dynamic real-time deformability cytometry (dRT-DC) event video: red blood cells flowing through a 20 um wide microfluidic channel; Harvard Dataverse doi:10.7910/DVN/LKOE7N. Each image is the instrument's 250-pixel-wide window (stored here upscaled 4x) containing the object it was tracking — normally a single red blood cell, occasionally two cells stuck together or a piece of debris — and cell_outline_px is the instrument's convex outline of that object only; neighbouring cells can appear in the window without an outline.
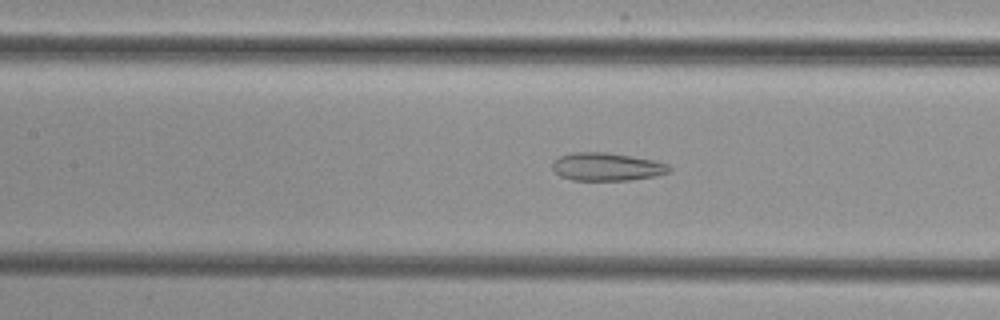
{"species": "common noctule bat (a hibernating species)", "species_latin": "Nyctalus noctula", "temperature_condition": "cold", "stored_images_in_passage": 53, "camera_frame_rate_fps": 3000, "um_per_image_px": 0.085, "animal": {"sex": "female", "body_mass_g": 29.2, "forearm_length_mm": 56.3}, "frame": {"image": 1, "passage_image": 24, "time_ms": 7.667, "image_size_px": [1000, 320], "cell_outline_px": [[672, 168], [668, 172], [656, 176], [628, 180], [572, 180], [560, 176], [552, 168], [552, 160], [560, 156], [572, 152], [608, 152], [656, 160], [668, 164]], "centroid_in_image_um": [51.57, 14.16], "position_along_channel_um": 155.8, "area_um2": 19.25}}
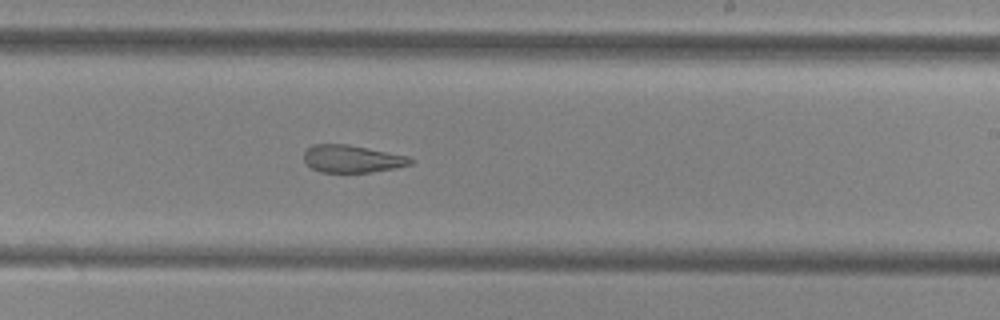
{"frame": {"image": 2, "passage_image": 32, "time_ms": 10.333, "image_size_px": [1000, 320], "cell_outline_px": [[416, 160], [412, 164], [396, 168], [372, 172], [320, 172], [312, 168], [304, 160], [304, 152], [312, 144], [348, 144], [408, 156]], "centroid_in_image_um": [29.96, 13.5], "position_along_channel_um": 259.0, "area_um2": 17.11}}
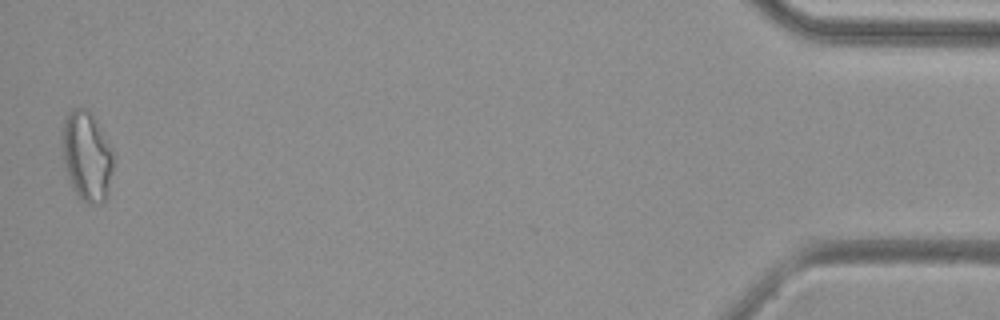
{"frame": {"image": 3, "passage_image": 52, "time_ms": 17.0, "image_size_px": [1000, 320], "cell_outline_px": [[116, 160], [108, 196], [100, 204], [88, 204], [80, 200], [72, 188], [64, 168], [60, 140], [64, 120], [68, 112], [72, 108], [80, 104], [88, 108], [96, 120], [112, 148]], "centroid_in_image_um": [7.38, 13.26], "position_along_channel_um": 427.8, "area_um2": 28.09}}